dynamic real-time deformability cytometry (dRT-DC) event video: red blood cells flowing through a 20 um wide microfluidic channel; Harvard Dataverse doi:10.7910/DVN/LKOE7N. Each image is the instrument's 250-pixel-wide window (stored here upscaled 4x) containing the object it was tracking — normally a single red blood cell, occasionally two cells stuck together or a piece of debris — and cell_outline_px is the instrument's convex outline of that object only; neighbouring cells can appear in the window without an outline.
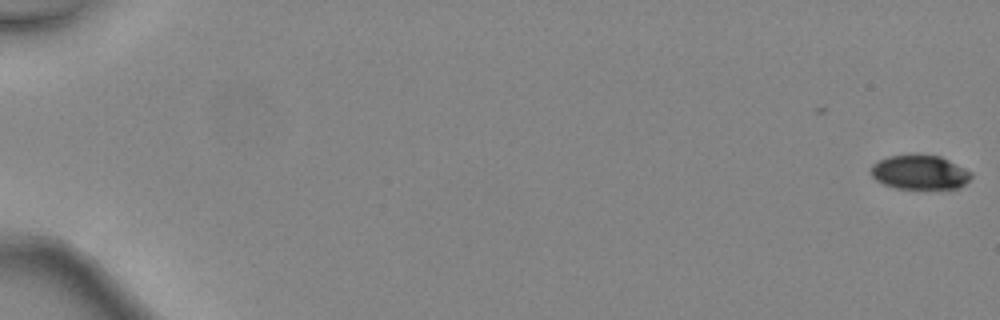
{"species": "common noctule bat (a hibernating species)", "species_latin": "Nyctalus noctula", "temperature_condition": "warm", "stored_images_in_passage": 4, "camera_frame_rate_fps": 3000, "um_per_image_px": 0.085, "animal": {"sex": "female", "body_mass_g": 24.6, "forearm_length_mm": 56.2}, "frame": {"image": 1, "passage_image": 4, "time_ms": 1.0, "image_size_px": [1000, 320], "cell_outline_px": [[972, 176], [960, 188], [896, 188], [884, 184], [876, 180], [872, 176], [872, 164], [888, 156], [916, 152], [940, 156], [972, 172]], "centroid_in_image_um": [78.17, 14.61], "position_along_channel_um": 6.8, "area_um2": 20.23}}